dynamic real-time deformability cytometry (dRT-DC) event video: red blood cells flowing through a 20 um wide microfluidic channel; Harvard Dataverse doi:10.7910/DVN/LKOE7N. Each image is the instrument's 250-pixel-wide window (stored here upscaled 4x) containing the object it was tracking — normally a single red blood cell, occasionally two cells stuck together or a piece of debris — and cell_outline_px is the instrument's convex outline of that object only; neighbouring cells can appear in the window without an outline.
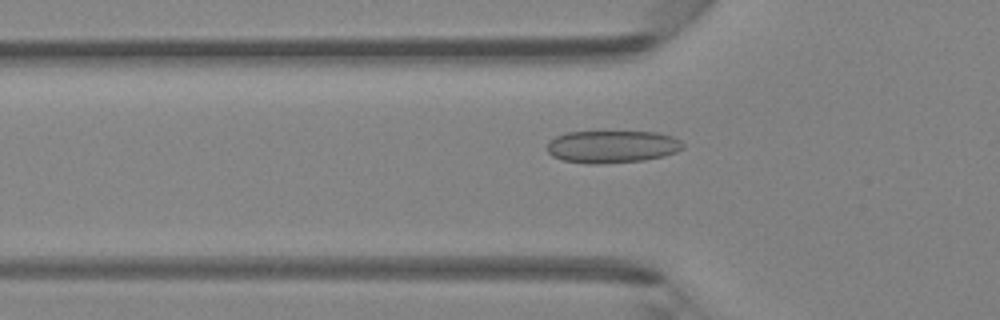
{"species": "Egyptian fruit bat (a non-hibernating species)", "species_latin": "Rousettus aegyptiacus", "temperature_condition": "room temperature", "stored_images_in_passage": 46, "camera_frame_rate_fps": 3000, "um_per_image_px": 0.085, "animal": {"sex": "female"}, "frame": {"image": 1, "passage_image": 16, "time_ms": 5.0, "image_size_px": [1000, 320], "cell_outline_px": [[684, 148], [676, 152], [664, 156], [644, 160], [600, 164], [588, 164], [560, 160], [552, 156], [548, 152], [548, 140], [564, 132], [660, 132], [672, 136], [680, 140], [684, 144]], "centroid_in_image_um": [52.02, 12.47], "position_along_channel_um": 73.8, "area_um2": 25.95}}
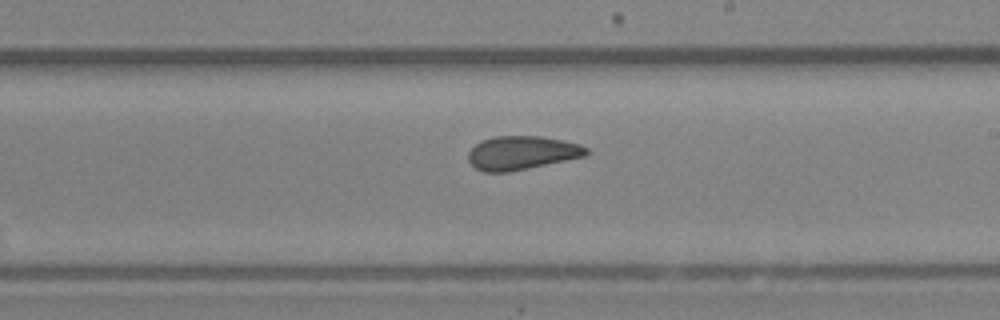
{"frame": {"image": 2, "passage_image": 28, "time_ms": 9.0, "image_size_px": [1000, 320], "cell_outline_px": [[588, 156], [508, 172], [484, 172], [476, 168], [468, 160], [468, 152], [480, 140], [496, 136], [540, 136], [580, 144], [588, 148]], "centroid_in_image_um": [44.36, 12.99], "position_along_channel_um": 244.6, "area_um2": 23.18}}
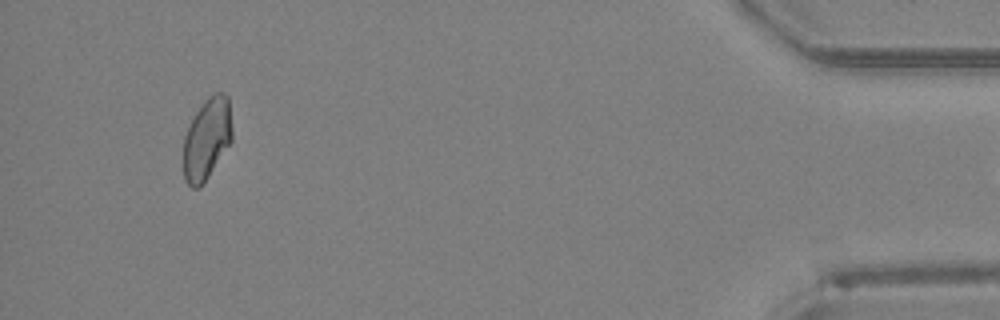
{"frame": {"image": 3, "passage_image": 45, "time_ms": 14.667, "image_size_px": [1000, 320], "cell_outline_px": [[232, 140], [200, 188], [192, 188], [184, 180], [184, 136], [196, 112], [204, 100], [208, 96], [216, 92], [224, 92], [228, 96], [232, 128]], "centroid_in_image_um": [17.59, 11.78], "position_along_channel_um": 417.6, "area_um2": 23.0}}